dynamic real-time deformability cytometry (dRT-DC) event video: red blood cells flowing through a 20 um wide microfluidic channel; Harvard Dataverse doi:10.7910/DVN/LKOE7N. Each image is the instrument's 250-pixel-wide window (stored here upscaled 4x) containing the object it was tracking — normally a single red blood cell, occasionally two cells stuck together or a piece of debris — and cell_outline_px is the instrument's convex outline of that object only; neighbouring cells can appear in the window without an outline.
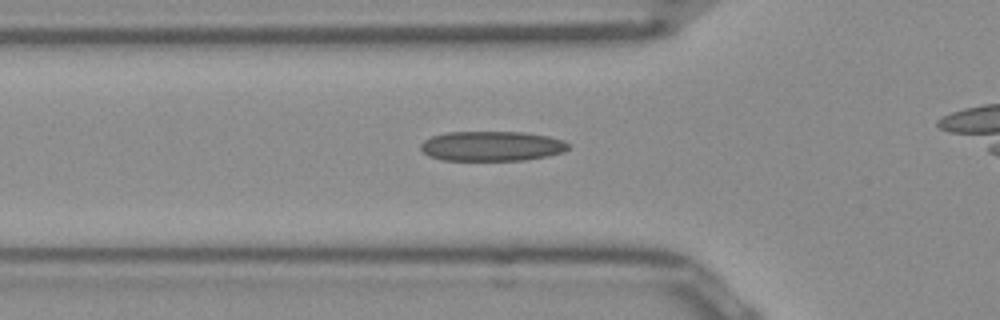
{"species": "Egyptian fruit bat (a non-hibernating species)", "species_latin": "Rousettus aegyptiacus", "temperature_condition": "room temperature", "stored_images_in_passage": 37, "camera_frame_rate_fps": 3000, "um_per_image_px": 0.085, "frame": {"image": 1, "passage_image": 13, "time_ms": 4.0, "image_size_px": [1000, 320], "cell_outline_px": [[568, 148], [564, 152], [548, 156], [524, 160], [444, 160], [428, 156], [420, 148], [420, 144], [424, 140], [432, 136], [448, 132], [524, 132], [548, 136], [564, 140], [568, 144]], "centroid_in_image_um": [41.8, 12.42], "position_along_channel_um": 84.0, "area_um2": 25.72}}
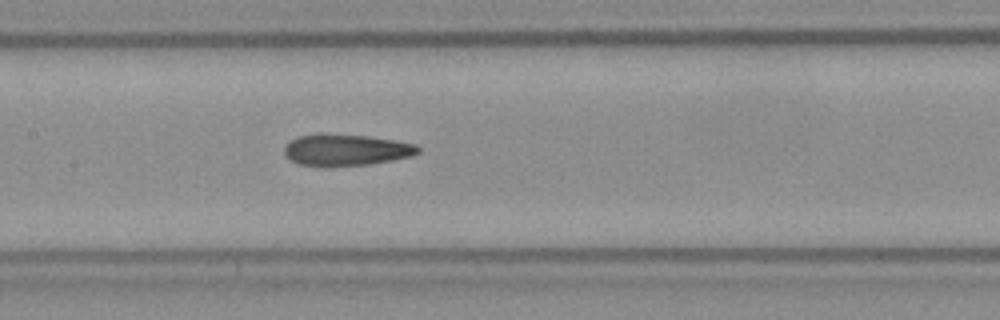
{"frame": {"image": 2, "passage_image": 20, "time_ms": 6.333, "image_size_px": [1000, 320], "cell_outline_px": [[420, 152], [412, 156], [392, 160], [368, 164], [324, 168], [320, 168], [300, 164], [292, 160], [284, 152], [284, 148], [296, 136], [320, 132], [368, 136], [416, 144], [420, 148]], "centroid_in_image_um": [29.39, 12.75], "position_along_channel_um": 178.0, "area_um2": 25.03}}
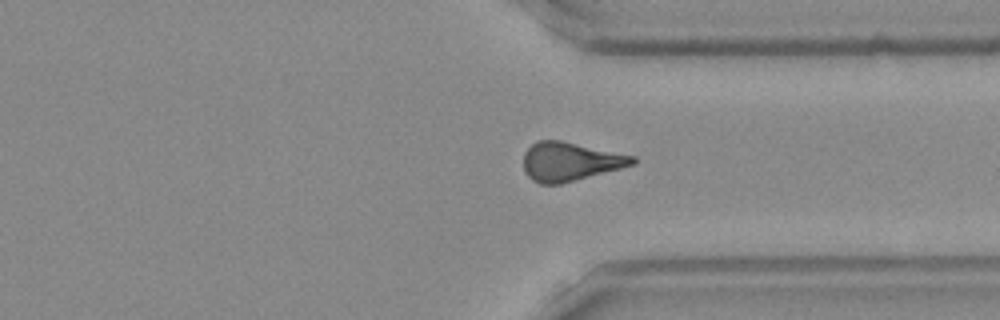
{"frame": {"image": 3, "passage_image": 34, "time_ms": 11.0, "image_size_px": [1000, 320], "cell_outline_px": [[636, 164], [560, 184], [540, 184], [532, 180], [524, 172], [524, 152], [536, 140], [560, 140], [636, 156]], "centroid_in_image_um": [48.45, 13.73], "position_along_channel_um": 363.0, "area_um2": 24.62}}